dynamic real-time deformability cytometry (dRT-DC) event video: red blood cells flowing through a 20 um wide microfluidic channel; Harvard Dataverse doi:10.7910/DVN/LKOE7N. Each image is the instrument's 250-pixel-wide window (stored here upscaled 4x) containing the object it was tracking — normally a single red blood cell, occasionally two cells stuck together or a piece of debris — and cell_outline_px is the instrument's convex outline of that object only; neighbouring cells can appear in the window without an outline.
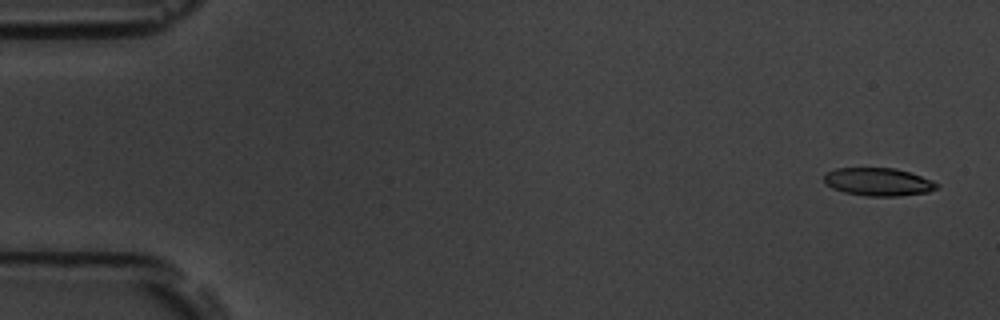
{"species": "common noctule bat (a hibernating species)", "species_latin": "Nyctalus noctula", "temperature_condition": "room temperature", "stored_images_in_passage": 5, "camera_frame_rate_fps": 3000, "um_per_image_px": 0.085, "animal": {"sex": "male", "body_mass_g": 19.5, "forearm_length_mm": 54.6}, "frame": {"image": 1, "passage_image": 1, "time_ms": 0.0, "image_size_px": [1000, 320], "cell_outline_px": [[940, 184], [936, 188], [928, 192], [896, 196], [868, 196], [844, 192], [832, 188], [824, 184], [824, 172], [836, 168], [896, 168], [932, 180]], "centroid_in_image_um": [74.61, 15.45], "position_along_channel_um": 10.4, "area_um2": 18.38}}
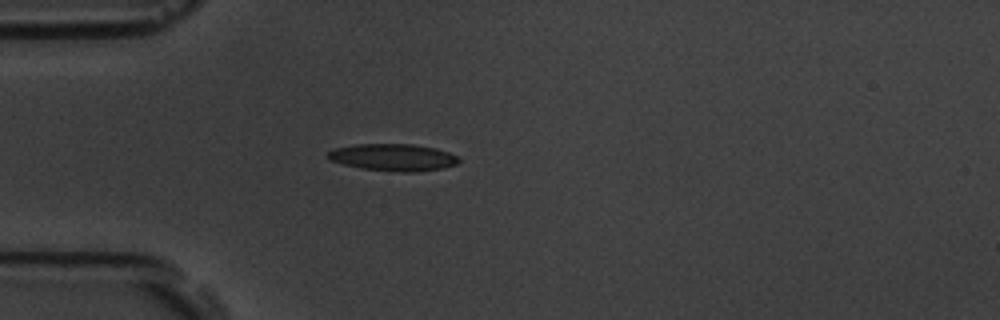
{"frame": {"image": 2, "passage_image": 5, "time_ms": 1.333, "image_size_px": [1000, 320], "cell_outline_px": [[460, 160], [456, 164], [444, 168], [416, 172], [400, 172], [364, 168], [344, 164], [332, 160], [328, 156], [328, 152], [336, 148], [356, 144], [412, 144], [436, 148], [448, 152], [456, 156]], "centroid_in_image_um": [33.47, 13.37], "position_along_channel_um": 51.5, "area_um2": 20.35}}